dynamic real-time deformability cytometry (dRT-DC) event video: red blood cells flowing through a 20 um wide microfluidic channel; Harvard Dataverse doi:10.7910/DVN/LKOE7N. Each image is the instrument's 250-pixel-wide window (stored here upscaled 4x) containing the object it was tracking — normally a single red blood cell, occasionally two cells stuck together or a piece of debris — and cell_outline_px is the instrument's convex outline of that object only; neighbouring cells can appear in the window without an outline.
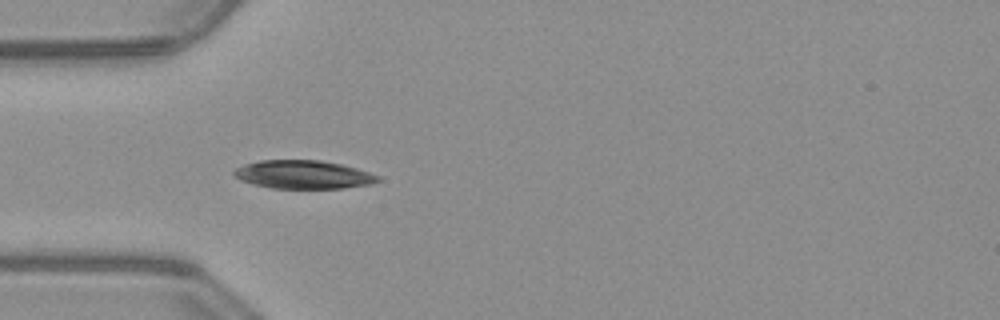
{"species": "common noctule bat (a hibernating species)", "species_latin": "Nyctalus noctula", "temperature_condition": "warm", "stored_images_in_passage": 26, "camera_frame_rate_fps": 3000, "um_per_image_px": 0.085, "animal": {"sex": "male", "body_mass_g": 23.1, "forearm_length_mm": 52.7}, "frame": {"image": 1, "passage_image": 4, "time_ms": 1.0, "image_size_px": [1000, 320], "cell_outline_px": [[380, 180], [372, 184], [344, 188], [272, 188], [252, 184], [240, 180], [232, 172], [236, 168], [244, 164], [260, 160], [320, 160], [340, 164], [356, 168], [380, 176]], "centroid_in_image_um": [25.77, 14.84], "position_along_channel_um": 59.2, "area_um2": 23.76}}
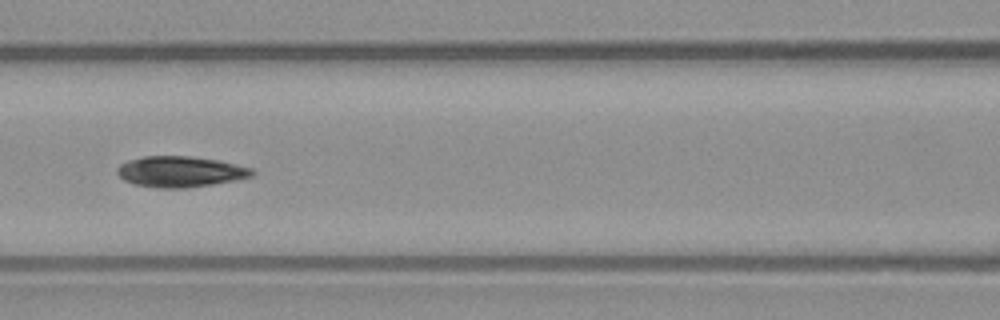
{"frame": {"image": 2, "passage_image": 11, "time_ms": 3.333, "image_size_px": [1000, 320], "cell_outline_px": [[256, 172], [252, 176], [236, 180], [212, 184], [184, 188], [156, 188], [132, 184], [124, 180], [116, 172], [116, 168], [120, 164], [128, 160], [144, 156], [192, 156], [216, 160], [236, 164], [252, 168]], "centroid_in_image_um": [15.3, 14.59], "position_along_channel_um": 151.3, "area_um2": 24.33}}
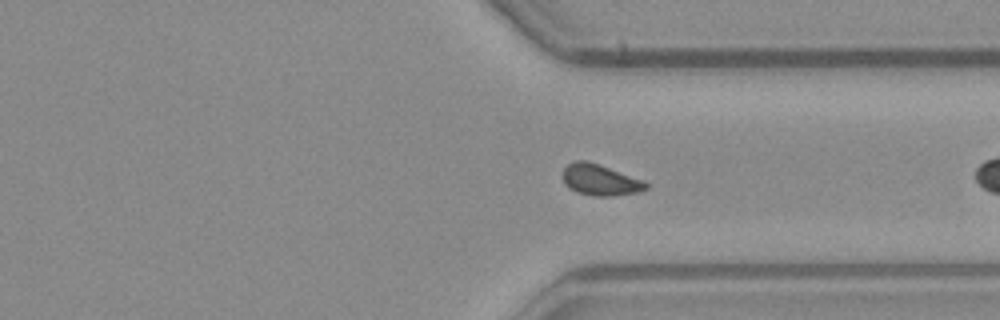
{"frame": {"image": 3, "passage_image": 24, "time_ms": 7.667, "image_size_px": [1000, 320], "cell_outline_px": [[648, 188], [640, 192], [612, 196], [592, 196], [576, 192], [568, 188], [564, 184], [564, 168], [568, 164], [576, 160], [588, 160], [600, 164], [644, 180], [648, 184]], "centroid_in_image_um": [51.03, 15.29], "position_along_channel_um": 360.4, "area_um2": 15.32}}